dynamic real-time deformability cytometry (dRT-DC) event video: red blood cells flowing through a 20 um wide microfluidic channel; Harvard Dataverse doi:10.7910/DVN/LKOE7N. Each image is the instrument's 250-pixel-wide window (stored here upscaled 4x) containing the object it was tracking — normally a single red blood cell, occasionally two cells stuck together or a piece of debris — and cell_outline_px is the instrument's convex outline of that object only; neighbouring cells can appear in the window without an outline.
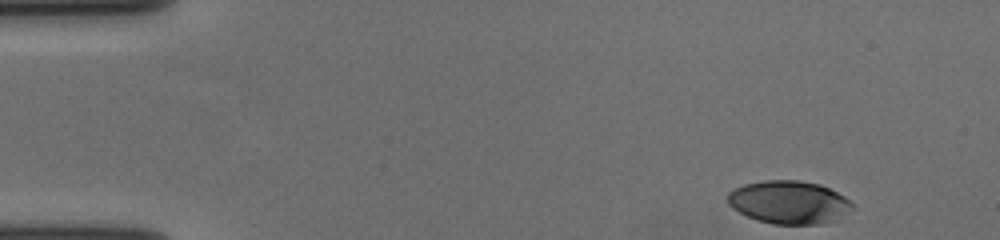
{"species": "human", "species_latin": "Homo sapiens", "temperature_condition": "cold", "stored_images_in_passage": 52, "camera_frame_rate_fps": 3000, "um_per_image_px": 0.085, "donor": {"sex": "female"}, "frame": {"image": 1, "passage_image": 1, "time_ms": 0.0, "image_size_px": [1000, 240], "cell_outline_px": [[852, 208], [836, 220], [820, 224], [772, 224], [756, 220], [732, 208], [728, 204], [728, 192], [744, 184], [764, 180], [800, 180], [820, 184], [844, 196], [852, 204]], "centroid_in_image_um": [67.04, 17.19], "position_along_channel_um": 18.0, "area_um2": 31.15}}
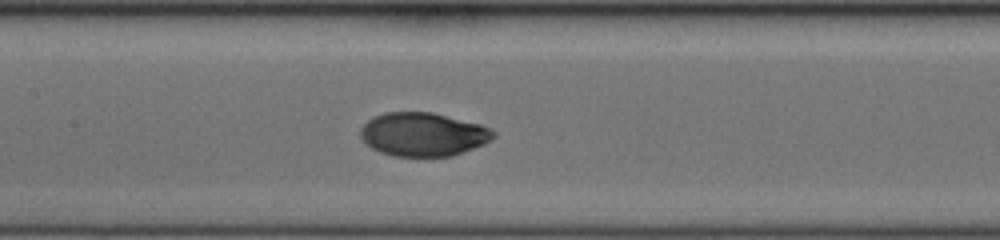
{"frame": {"image": 2, "passage_image": 23, "time_ms": 7.333, "image_size_px": [1000, 240], "cell_outline_px": [[496, 136], [484, 144], [452, 156], [392, 156], [380, 152], [372, 148], [360, 136], [360, 128], [368, 120], [384, 112], [432, 112], [480, 124], [496, 132]], "centroid_in_image_um": [35.96, 11.42], "position_along_channel_um": 171.4, "area_um2": 33.64}}
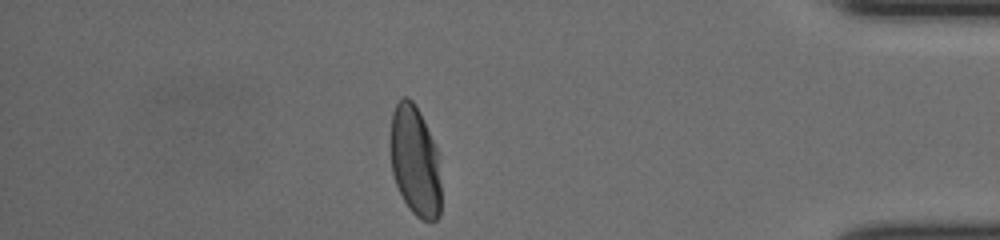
{"frame": {"image": 3, "passage_image": 45, "time_ms": 14.667, "image_size_px": [1000, 240], "cell_outline_px": [[440, 216], [436, 220], [424, 220], [416, 216], [412, 212], [404, 200], [396, 184], [392, 172], [392, 112], [396, 104], [404, 96], [408, 96], [412, 100], [436, 148], [440, 184]], "centroid_in_image_um": [35.28, 13.74], "position_along_channel_um": 399.9, "area_um2": 31.5}, "authors_computed_cell_mechanics": {"area_um2": 34.102, "velocity_mm_per_s": 3.6301, "shape_relaxation_time_tau1_ms": 3.5917, "shape_relaxation_time_tau2_ms": null, "deformation_change_tau1": 0.1776, "deformation_change_tau2": null}}